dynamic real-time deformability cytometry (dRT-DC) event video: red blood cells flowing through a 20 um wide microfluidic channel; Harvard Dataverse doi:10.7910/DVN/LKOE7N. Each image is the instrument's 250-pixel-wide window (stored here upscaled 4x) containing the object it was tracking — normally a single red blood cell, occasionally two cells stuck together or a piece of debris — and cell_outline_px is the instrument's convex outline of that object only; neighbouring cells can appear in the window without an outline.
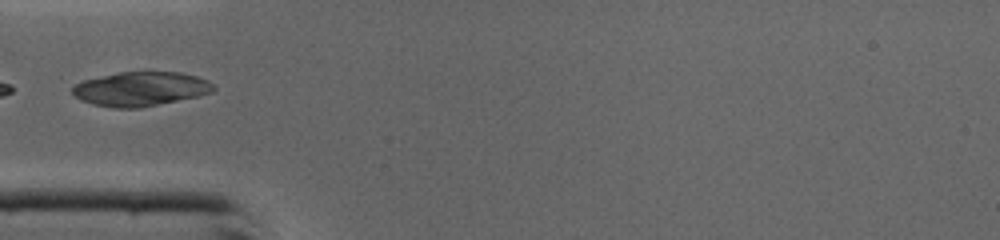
{"species": "common noctule bat (a hibernating species)", "species_latin": "Nyctalus noctula", "temperature_condition": "cold", "stored_images_in_passage": 20, "camera_frame_rate_fps": 3000, "um_per_image_px": 0.085, "animal": {"sex": "male", "body_mass_g": 19.0, "forearm_length_mm": 50.8}, "frame": {"image": 1, "passage_image": 1, "time_ms": 0.0, "image_size_px": [1000, 240], "cell_outline_px": [[216, 88], [212, 92], [200, 96], [140, 108], [112, 108], [92, 104], [80, 100], [72, 92], [72, 88], [76, 84], [84, 80], [120, 72], [180, 72], [196, 76], [208, 80], [216, 84]], "centroid_in_image_um": [12.0, 7.57], "position_along_channel_um": 73.0, "area_um2": 28.26}}